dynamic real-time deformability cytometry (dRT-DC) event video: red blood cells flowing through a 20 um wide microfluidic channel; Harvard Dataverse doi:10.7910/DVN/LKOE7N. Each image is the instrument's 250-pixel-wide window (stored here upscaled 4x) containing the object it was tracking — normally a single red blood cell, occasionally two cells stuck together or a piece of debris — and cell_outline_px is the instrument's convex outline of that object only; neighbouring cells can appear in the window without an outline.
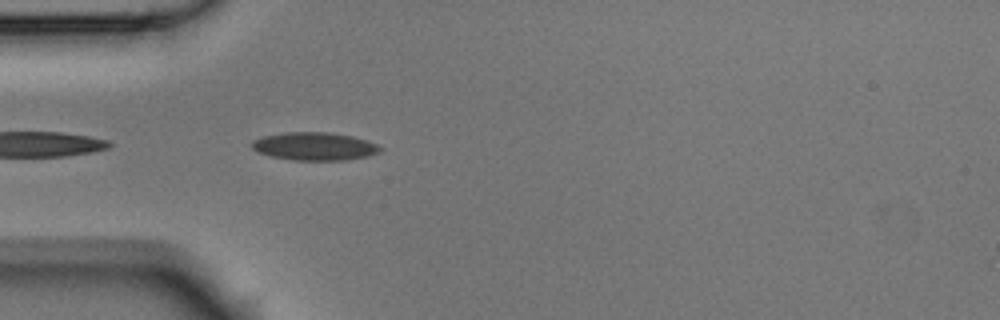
{"species": "Egyptian fruit bat (a non-hibernating species)", "species_latin": "Rousettus aegyptiacus", "temperature_condition": "room temperature", "stored_images_in_passage": 5, "camera_frame_rate_fps": 3000, "um_per_image_px": 0.085, "animal": {"sex": "male"}, "frame": {"image": 1, "passage_image": 5, "time_ms": 1.333, "image_size_px": [1000, 320], "cell_outline_px": [[384, 148], [380, 152], [368, 156], [344, 160], [292, 160], [272, 156], [256, 152], [252, 148], [252, 140], [264, 136], [284, 132], [328, 132], [352, 136], [368, 140]], "centroid_in_image_um": [26.75, 12.43], "position_along_channel_um": 58.3, "area_um2": 21.04}}